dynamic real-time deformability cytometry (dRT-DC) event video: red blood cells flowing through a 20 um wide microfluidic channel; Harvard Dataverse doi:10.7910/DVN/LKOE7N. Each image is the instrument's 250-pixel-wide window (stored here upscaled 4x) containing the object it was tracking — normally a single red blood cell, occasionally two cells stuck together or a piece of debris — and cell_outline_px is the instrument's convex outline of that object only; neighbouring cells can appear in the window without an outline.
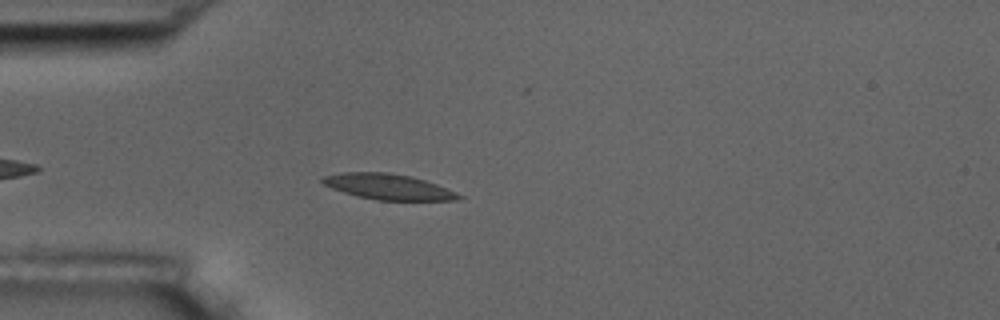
{"species": "common noctule bat (a hibernating species)", "species_latin": "Nyctalus noctula", "temperature_condition": "room temperature", "stored_images_in_passage": 28, "camera_frame_rate_fps": 3000, "um_per_image_px": 0.085, "animal": {"sex": "male", "body_mass_g": 17.5, "forearm_length_mm": 52.3}, "frame": {"image": 1, "passage_image": 6, "time_ms": 1.667, "image_size_px": [1000, 320], "cell_outline_px": [[464, 196], [460, 200], [376, 200], [356, 196], [332, 188], [324, 184], [320, 180], [320, 176], [344, 172], [384, 172], [412, 176], [436, 184], [456, 192]], "centroid_in_image_um": [32.98, 15.87], "position_along_channel_um": 52.0, "area_um2": 20.35}}
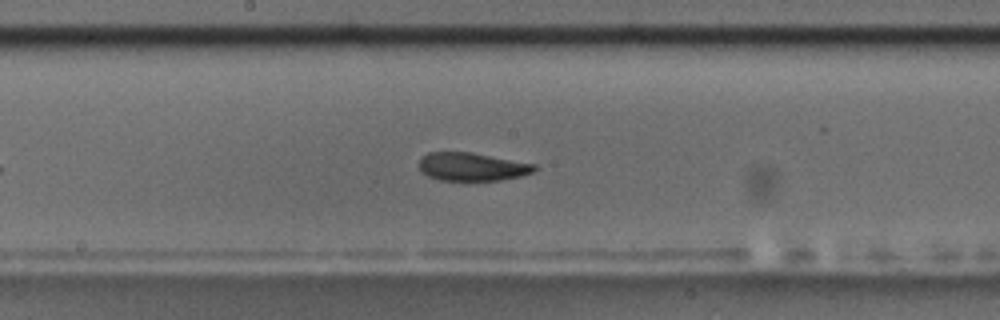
{"frame": {"image": 2, "passage_image": 20, "time_ms": 6.333, "image_size_px": [1000, 320], "cell_outline_px": [[540, 168], [532, 172], [520, 176], [500, 180], [440, 180], [428, 176], [420, 172], [420, 156], [428, 152], [472, 152], [536, 164]], "centroid_in_image_um": [40.12, 14.16], "position_along_channel_um": 208.1, "area_um2": 19.07}}
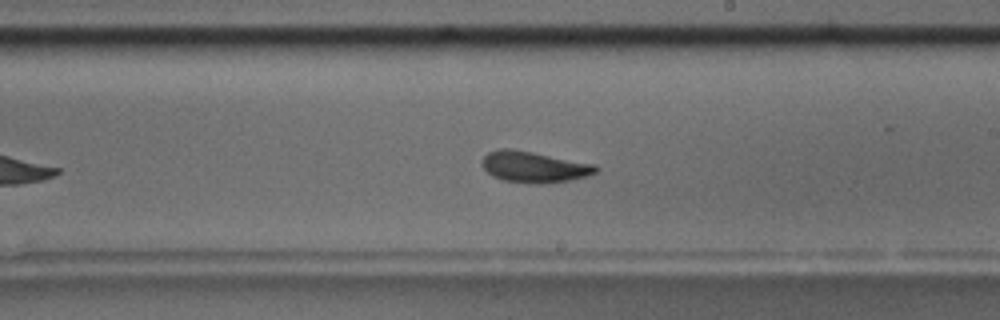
{"frame": {"image": 3, "passage_image": 23, "time_ms": 7.333, "image_size_px": [1000, 320], "cell_outline_px": [[600, 168], [596, 172], [584, 176], [568, 180], [544, 184], [532, 184], [504, 180], [492, 176], [484, 168], [480, 160], [488, 152], [500, 148], [512, 148], [596, 164]], "centroid_in_image_um": [45.37, 14.18], "position_along_channel_um": 243.6, "area_um2": 20.69}}